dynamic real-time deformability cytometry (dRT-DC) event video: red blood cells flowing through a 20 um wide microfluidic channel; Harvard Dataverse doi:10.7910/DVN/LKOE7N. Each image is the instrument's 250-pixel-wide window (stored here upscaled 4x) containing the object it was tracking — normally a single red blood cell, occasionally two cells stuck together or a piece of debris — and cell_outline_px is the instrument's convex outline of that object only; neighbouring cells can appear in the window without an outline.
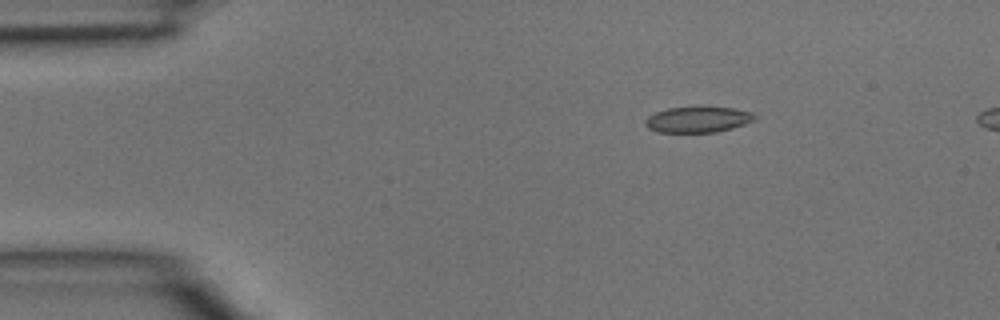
{"species": "common noctule bat (a hibernating species)", "species_latin": "Nyctalus noctula", "temperature_condition": "room temperature", "stored_images_in_passage": 4, "camera_frame_rate_fps": 3000, "um_per_image_px": 0.085, "animal": {"sex": "male", "body_mass_g": 15.6}, "frame": {"image": 1, "passage_image": 4, "time_ms": 1.0, "image_size_px": [1000, 320], "cell_outline_px": [[756, 120], [732, 128], [716, 132], [656, 132], [648, 128], [644, 124], [644, 120], [648, 116], [656, 112], [668, 108], [704, 104], [732, 108], [752, 112], [756, 116]], "centroid_in_image_um": [59.32, 10.12], "position_along_channel_um": 25.7, "area_um2": 17.17}}